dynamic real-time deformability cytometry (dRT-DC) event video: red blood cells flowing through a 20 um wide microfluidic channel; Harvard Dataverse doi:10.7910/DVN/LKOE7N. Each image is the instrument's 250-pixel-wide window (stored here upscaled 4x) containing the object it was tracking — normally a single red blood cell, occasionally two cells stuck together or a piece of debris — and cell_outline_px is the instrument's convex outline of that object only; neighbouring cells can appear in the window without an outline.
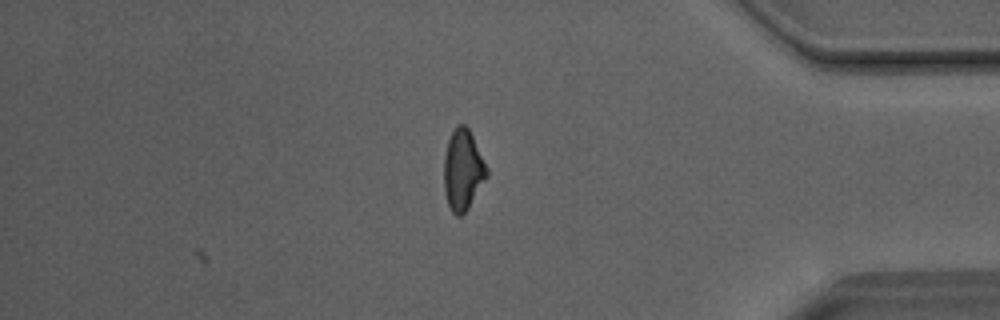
{"species": "Egyptian fruit bat (a non-hibernating species)", "species_latin": "Rousettus aegyptiacus", "temperature_condition": "room temperature", "stored_images_in_passage": 34, "camera_frame_rate_fps": 3000, "um_per_image_px": 0.085, "animal": {"sex": "male"}, "frame": {"image": 1, "passage_image": 34, "time_ms": 11.0, "image_size_px": [1000, 320], "cell_outline_px": [[488, 176], [468, 208], [460, 216], [456, 216], [452, 212], [448, 204], [444, 192], [444, 156], [448, 140], [456, 124], [464, 124], [468, 128], [488, 168]], "centroid_in_image_um": [39.34, 14.45], "position_along_channel_um": 395.9, "area_um2": 20.06}, "authors_computed_cell_mechanics": {"area_um2": 19.9988, "velocity_mm_per_s": 4.0741, "shape_relaxation_time_tau1_ms": 5.9801, "shape_relaxation_time_tau2_ms": 2.5027, "deformation_change_tau1": 0.1823, "deformation_change_tau2": 0.0956}}